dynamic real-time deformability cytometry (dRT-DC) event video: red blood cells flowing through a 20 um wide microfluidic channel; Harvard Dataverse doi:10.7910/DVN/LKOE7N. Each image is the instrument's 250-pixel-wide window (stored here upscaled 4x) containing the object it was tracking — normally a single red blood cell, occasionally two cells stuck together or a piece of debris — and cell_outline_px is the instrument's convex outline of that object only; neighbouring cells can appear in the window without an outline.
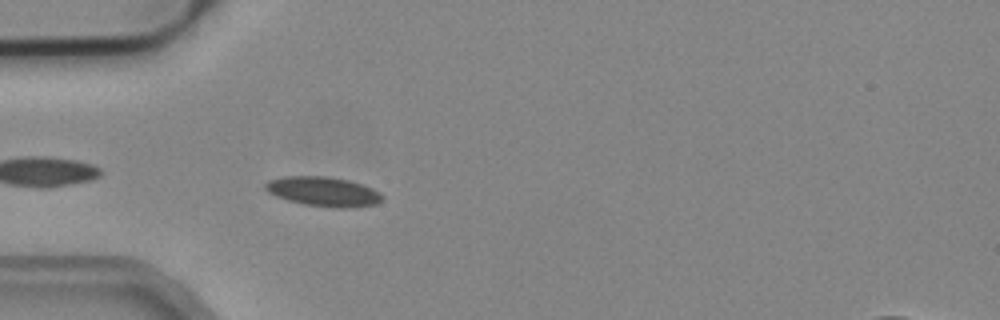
{"species": "common noctule bat (a hibernating species)", "species_latin": "Nyctalus noctula", "temperature_condition": "cold", "stored_images_in_passage": 4, "camera_frame_rate_fps": 3000, "um_per_image_px": 0.085, "animal": {"sex": "male", "body_mass_g": 19.2, "forearm_length_mm": 51.8}, "frame": {"image": 1, "passage_image": 4, "time_ms": 1.0, "image_size_px": [1000, 320], "cell_outline_px": [[384, 200], [376, 204], [352, 208], [332, 208], [304, 204], [288, 200], [276, 196], [268, 192], [264, 188], [264, 184], [268, 180], [284, 176], [324, 176], [348, 180], [372, 188], [380, 192], [384, 196]], "centroid_in_image_um": [27.5, 16.29], "position_along_channel_um": 57.5, "area_um2": 20.29}}